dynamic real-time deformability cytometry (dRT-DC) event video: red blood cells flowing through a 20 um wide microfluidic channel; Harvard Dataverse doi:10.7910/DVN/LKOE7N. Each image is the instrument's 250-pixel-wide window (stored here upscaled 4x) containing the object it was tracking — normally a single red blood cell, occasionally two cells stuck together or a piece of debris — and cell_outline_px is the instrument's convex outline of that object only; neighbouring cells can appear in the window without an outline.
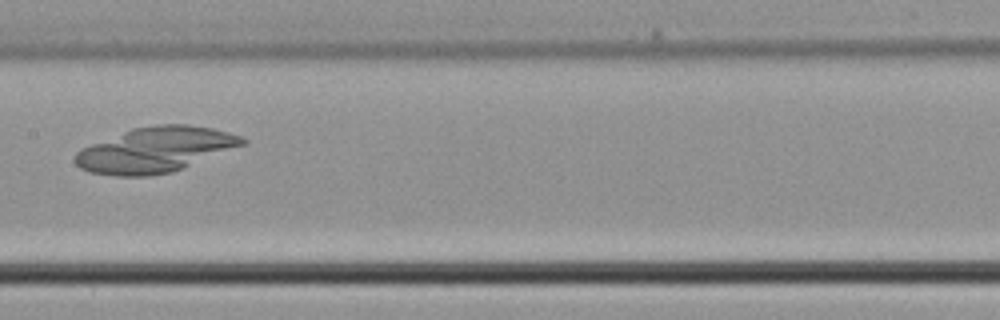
{"species": "common noctule bat (a hibernating species)", "species_latin": "Nyctalus noctula", "temperature_condition": "cold", "stored_images_in_passage": 5, "camera_frame_rate_fps": 3000, "um_per_image_px": 0.085, "animal": {"sex": "male", "body_mass_g": 21.5, "forearm_length_mm": 52.0}, "frame": {"image": 1, "passage_image": 5, "time_ms": 1.333, "image_size_px": [1000, 320], "cell_outline_px": [[248, 144], [172, 172], [148, 176], [116, 176], [88, 172], [80, 168], [76, 164], [76, 152], [80, 148], [132, 128], [156, 124], [188, 124], [212, 128], [228, 132], [240, 136], [248, 140]], "centroid_in_image_um": [13.23, 12.73], "position_along_channel_um": 194.2, "area_um2": 44.27}}